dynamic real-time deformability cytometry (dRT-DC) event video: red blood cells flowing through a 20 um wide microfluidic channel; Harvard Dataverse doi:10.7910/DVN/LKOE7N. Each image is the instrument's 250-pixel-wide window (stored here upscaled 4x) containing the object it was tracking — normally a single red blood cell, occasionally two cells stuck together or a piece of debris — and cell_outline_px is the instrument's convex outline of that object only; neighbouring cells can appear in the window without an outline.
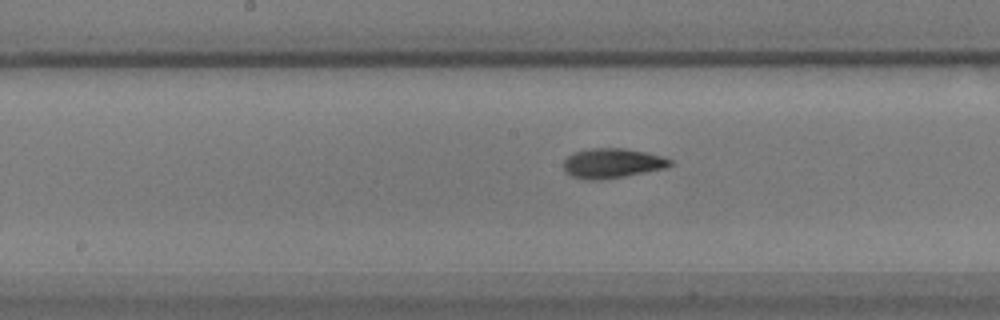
{"species": "common noctule bat (a hibernating species)", "species_latin": "Nyctalus noctula", "temperature_condition": "warm", "stored_images_in_passage": 56, "camera_frame_rate_fps": 3000, "um_per_image_px": 0.085, "animal": {"sex": "male", "body_mass_g": 17.9}, "frame": {"image": 1, "passage_image": 28, "time_ms": 9.0, "image_size_px": [1000, 320], "cell_outline_px": [[672, 164], [668, 168], [624, 176], [600, 180], [584, 180], [572, 176], [564, 172], [564, 160], [572, 152], [592, 148], [624, 148], [664, 156], [672, 160]], "centroid_in_image_um": [52.04, 13.88], "position_along_channel_um": 196.2, "area_um2": 18.67}}
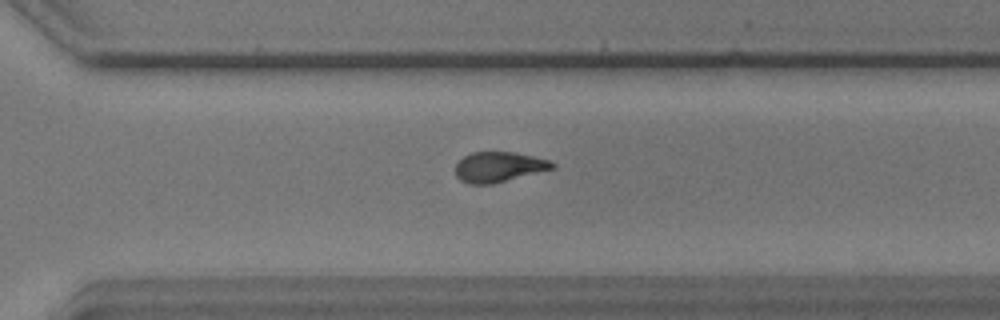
{"frame": {"image": 2, "passage_image": 39, "time_ms": 12.667, "image_size_px": [1000, 320], "cell_outline_px": [[556, 168], [492, 184], [468, 184], [460, 180], [456, 176], [456, 164], [464, 156], [472, 152], [512, 152], [532, 156], [548, 160], [556, 164]], "centroid_in_image_um": [42.39, 14.2], "position_along_channel_um": 328.2, "area_um2": 16.99}}
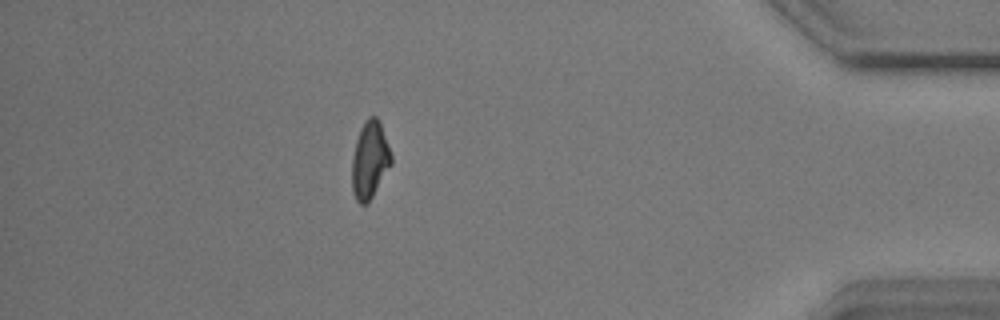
{"frame": {"image": 3, "passage_image": 49, "time_ms": 16.0, "image_size_px": [1000, 320], "cell_outline_px": [[392, 164], [368, 204], [360, 204], [356, 200], [352, 192], [352, 156], [356, 140], [360, 128], [364, 120], [368, 116], [376, 116], [380, 120], [392, 156]], "centroid_in_image_um": [31.43, 13.59], "position_along_channel_um": 403.8, "area_um2": 17.98}, "authors_computed_cell_mechanics": {"area_um2": 17.7446, "velocity_mm_per_s": 3.6181, "shape_relaxation_time_tau1_ms": 3.4318, "shape_relaxation_time_tau2_ms": 2.8895, "deformation_change_tau1": 0.1467, "deformation_change_tau2": 0.0975}}